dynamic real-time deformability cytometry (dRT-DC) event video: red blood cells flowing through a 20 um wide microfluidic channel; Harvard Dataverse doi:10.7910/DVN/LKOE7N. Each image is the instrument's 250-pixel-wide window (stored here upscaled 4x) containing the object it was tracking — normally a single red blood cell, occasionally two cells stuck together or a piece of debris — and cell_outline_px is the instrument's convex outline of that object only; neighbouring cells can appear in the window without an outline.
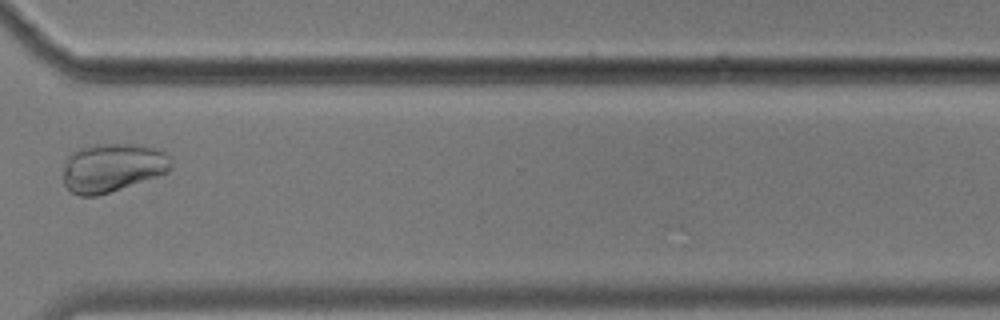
{"species": "common noctule bat (a hibernating species)", "species_latin": "Nyctalus noctula", "temperature_condition": "cold", "stored_images_in_passage": 13, "camera_frame_rate_fps": 3000, "um_per_image_px": 0.085, "animal": {"sex": "male", "body_mass_g": 17.9}, "frame": {"image": 1, "passage_image": 10, "time_ms": 11.333, "image_size_px": [1000, 320], "cell_outline_px": [[172, 168], [168, 172], [96, 196], [80, 196], [72, 192], [64, 184], [64, 160], [72, 152], [80, 148], [96, 144], [140, 144], [156, 148], [164, 152], [172, 160]], "centroid_in_image_um": [9.55, 14.23], "position_along_channel_um": 361.1, "area_um2": 30.46}, "authors_computed_cell_mechanics": {"area_um2": 18.785, "velocity_mm_per_s": 3.448, "shape_relaxation_time_tau1_ms": null, "shape_relaxation_time_tau2_ms": 1.2545, "deformation_change_tau1": null, "deformation_change_tau2": 0.0507}}